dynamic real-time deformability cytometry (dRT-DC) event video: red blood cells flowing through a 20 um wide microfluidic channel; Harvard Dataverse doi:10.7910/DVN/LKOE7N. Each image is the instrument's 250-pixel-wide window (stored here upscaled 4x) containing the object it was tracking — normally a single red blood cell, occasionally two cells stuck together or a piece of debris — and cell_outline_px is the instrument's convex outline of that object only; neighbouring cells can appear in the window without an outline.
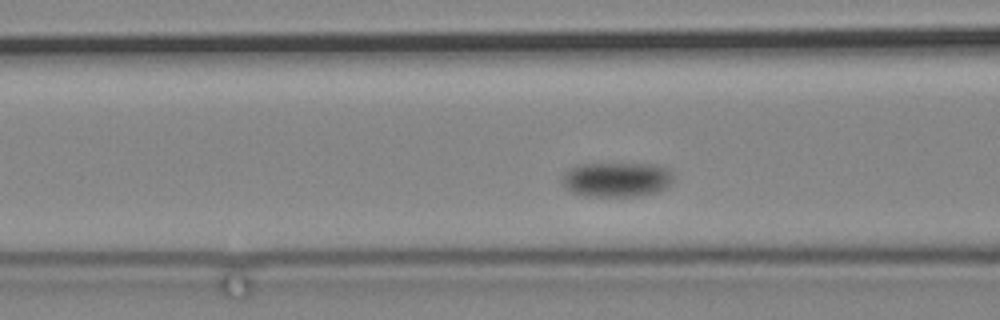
{"species": "common noctule bat (a hibernating species)", "species_latin": "Nyctalus noctula", "temperature_condition": "cold", "stored_images_in_passage": 57, "camera_frame_rate_fps": 3000, "um_per_image_px": 0.085, "animal": {"sex": "male", "body_mass_g": 19.2, "forearm_length_mm": 51.8}, "frame": {"image": 1, "passage_image": 8, "time_ms": 2.333, "image_size_px": [1000, 320], "cell_outline_px": [[672, 180], [664, 188], [656, 192], [640, 196], [584, 196], [572, 192], [564, 184], [564, 172], [568, 168], [576, 164], [652, 164], [668, 168], [672, 172]], "centroid_in_image_um": [52.41, 15.25], "position_along_channel_um": 114.2, "area_um2": 22.37}}
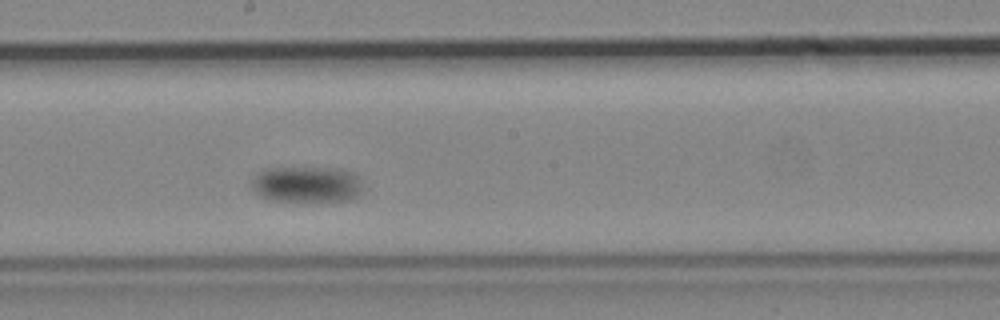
{"frame": {"image": 2, "passage_image": 21, "time_ms": 6.667, "image_size_px": [1000, 320], "cell_outline_px": [[360, 192], [356, 200], [272, 200], [260, 196], [252, 188], [252, 180], [264, 168], [332, 168], [348, 172], [356, 176], [360, 184]], "centroid_in_image_um": [26.04, 15.67], "position_along_channel_um": 222.2, "area_um2": 22.77}}
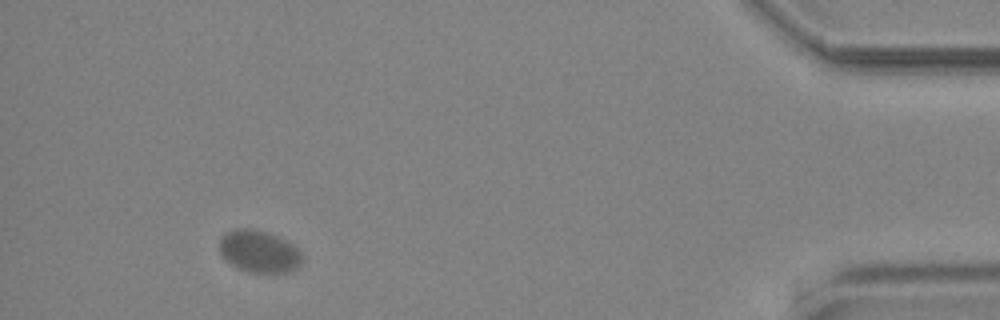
{"frame": {"image": 3, "passage_image": 51, "time_ms": 16.667, "image_size_px": [1000, 320], "cell_outline_px": [[300, 264], [296, 268], [288, 272], [248, 272], [236, 268], [224, 260], [220, 252], [220, 236], [224, 232], [236, 228], [252, 228], [268, 232], [292, 244], [300, 252]], "centroid_in_image_um": [21.95, 21.36], "position_along_channel_um": 413.3, "area_um2": 20.35}}